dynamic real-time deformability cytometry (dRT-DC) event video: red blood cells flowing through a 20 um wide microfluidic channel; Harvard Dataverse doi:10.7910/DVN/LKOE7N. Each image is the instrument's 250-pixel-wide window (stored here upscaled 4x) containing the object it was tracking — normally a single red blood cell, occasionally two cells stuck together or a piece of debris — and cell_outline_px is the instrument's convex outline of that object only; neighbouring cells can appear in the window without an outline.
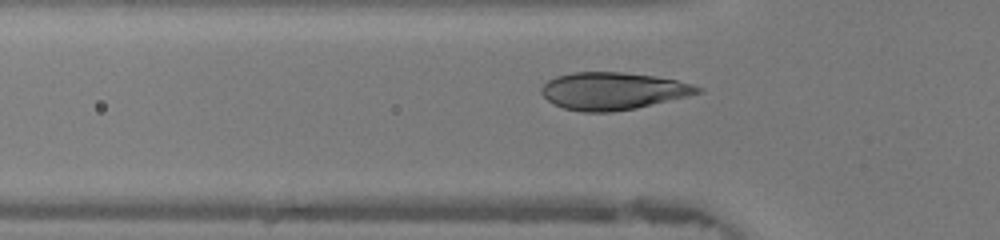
{"species": "human", "species_latin": "Homo sapiens", "temperature_condition": "warm", "stored_images_in_passage": 39, "camera_frame_rate_fps": 3000, "um_per_image_px": 0.085, "donor": {"sex": "female"}, "frame": {"image": 1, "passage_image": 7, "time_ms": 2.0, "image_size_px": [1000, 240], "cell_outline_px": [[704, 92], [688, 96], [636, 108], [612, 112], [584, 112], [564, 108], [548, 100], [540, 92], [540, 88], [548, 80], [556, 76], [572, 72], [624, 72], [652, 76], [676, 80], [692, 84], [704, 88]], "centroid_in_image_um": [52.11, 7.73], "position_along_channel_um": 73.7, "area_um2": 33.99}}
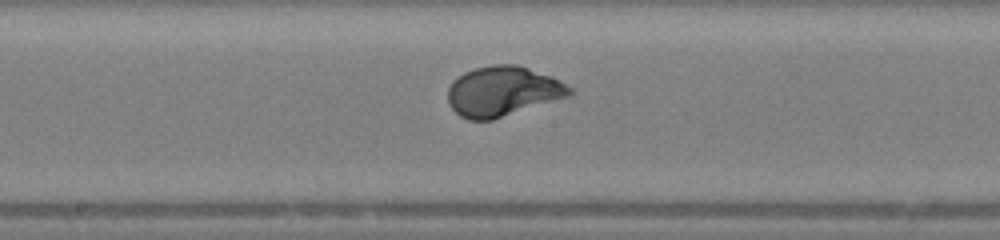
{"frame": {"image": 2, "passage_image": 16, "time_ms": 5.0, "image_size_px": [1000, 240], "cell_outline_px": [[576, 92], [572, 96], [492, 120], [468, 120], [460, 116], [448, 104], [448, 88], [452, 80], [464, 72], [476, 68], [492, 64], [516, 64], [552, 76], [572, 88]], "centroid_in_image_um": [42.76, 7.77], "position_along_channel_um": 205.4, "area_um2": 35.84}}
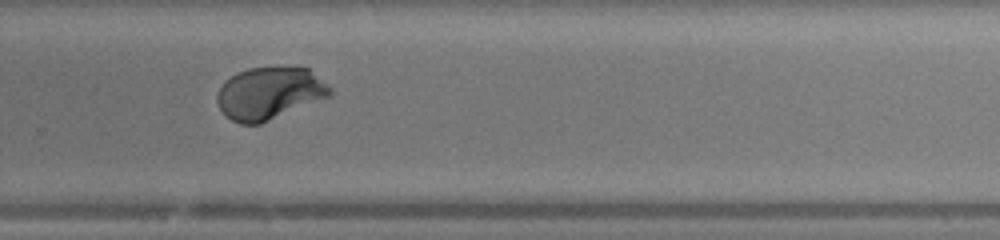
{"frame": {"image": 3, "passage_image": 23, "time_ms": 7.333, "image_size_px": [1000, 240], "cell_outline_px": [[332, 92], [328, 96], [260, 124], [240, 124], [232, 120], [220, 108], [216, 100], [216, 96], [224, 80], [248, 68], [308, 68], [332, 88]], "centroid_in_image_um": [22.88, 7.93], "position_along_channel_um": 306.9, "area_um2": 33.7}, "authors_computed_cell_mechanics": {"area_um2": 34.68, "velocity_mm_per_s": 4.368, "shape_relaxation_time_tau1_ms": 2.3873, "shape_relaxation_time_tau2_ms": null, "deformation_change_tau1": 0.1838, "deformation_change_tau2": null}}